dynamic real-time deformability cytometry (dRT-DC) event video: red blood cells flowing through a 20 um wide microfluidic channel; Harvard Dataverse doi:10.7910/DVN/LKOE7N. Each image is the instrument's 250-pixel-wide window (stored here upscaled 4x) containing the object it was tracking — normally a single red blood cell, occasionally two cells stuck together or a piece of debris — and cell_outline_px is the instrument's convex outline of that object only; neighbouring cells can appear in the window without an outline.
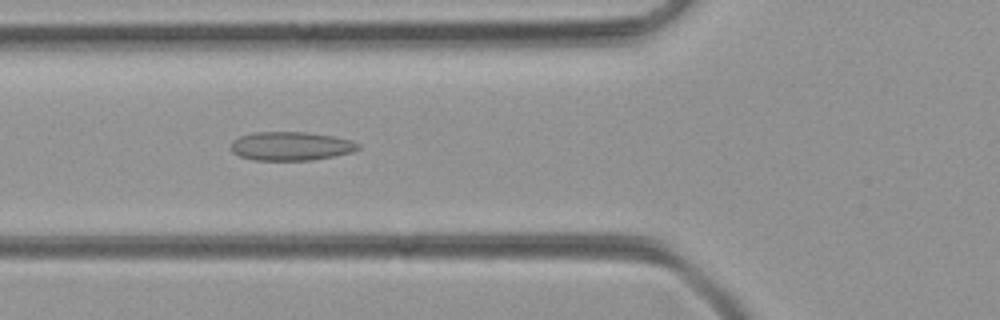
{"species": "common noctule bat (a hibernating species)", "species_latin": "Nyctalus noctula", "temperature_condition": "room temperature", "stored_images_in_passage": 43, "camera_frame_rate_fps": 3000, "um_per_image_px": 0.085, "animal": {"sex": "female", "body_mass_g": 21.9}, "frame": {"image": 1, "passage_image": 11, "time_ms": 3.333, "image_size_px": [1000, 320], "cell_outline_px": [[360, 148], [352, 152], [336, 156], [312, 160], [252, 160], [240, 156], [232, 152], [228, 148], [232, 140], [240, 136], [252, 132], [304, 132], [332, 136], [352, 140], [360, 144]], "centroid_in_image_um": [24.7, 12.42], "position_along_channel_um": 101.1, "area_um2": 21.56}}
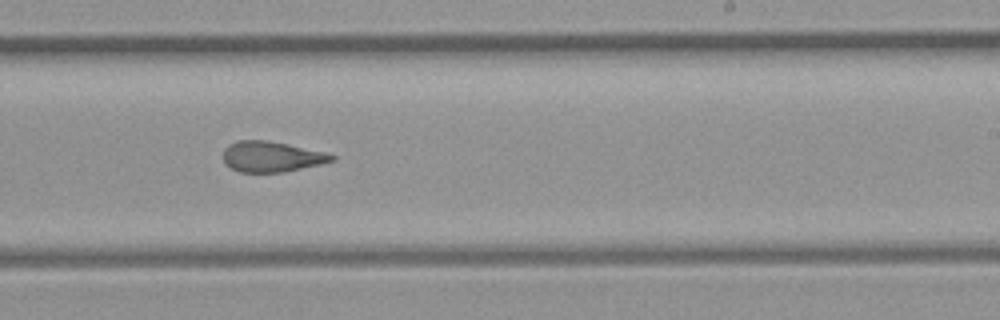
{"frame": {"image": 2, "passage_image": 23, "time_ms": 7.333, "image_size_px": [1000, 320], "cell_outline_px": [[336, 160], [320, 164], [284, 172], [240, 172], [232, 168], [224, 160], [224, 148], [228, 144], [236, 140], [268, 140], [288, 144], [324, 152], [336, 156]], "centroid_in_image_um": [23.08, 13.3], "position_along_channel_um": 265.9, "area_um2": 19.25}}
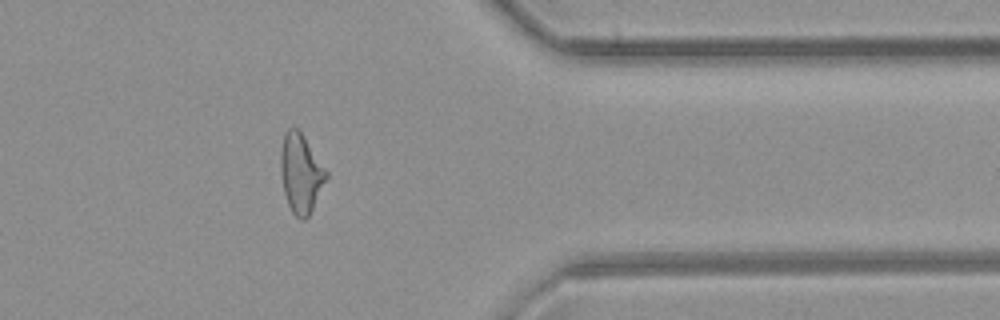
{"frame": {"image": 3, "passage_image": 33, "time_ms": 10.667, "image_size_px": [1000, 320], "cell_outline_px": [[328, 176], [308, 216], [304, 220], [300, 220], [292, 212], [288, 204], [284, 192], [280, 172], [280, 156], [284, 132], [288, 128], [300, 128], [328, 172]], "centroid_in_image_um": [25.56, 14.68], "position_along_channel_um": 385.8, "area_um2": 21.1}}